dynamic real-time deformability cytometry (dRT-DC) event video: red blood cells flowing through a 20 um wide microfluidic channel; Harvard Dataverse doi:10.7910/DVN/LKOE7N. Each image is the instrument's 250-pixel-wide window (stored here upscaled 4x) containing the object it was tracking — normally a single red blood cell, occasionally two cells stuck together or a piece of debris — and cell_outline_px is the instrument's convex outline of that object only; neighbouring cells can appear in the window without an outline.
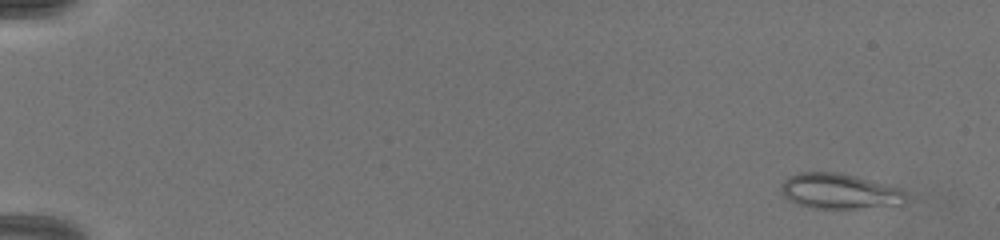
{"species": "common noctule bat (a hibernating species)", "species_latin": "Nyctalus noctula", "temperature_condition": "warm", "stored_images_in_passage": 40, "camera_frame_rate_fps": 3000, "um_per_image_px": 0.085, "animal": {"sex": "female", "body_mass_g": 19.5, "forearm_length_mm": 54.1}, "frame": {"image": 1, "passage_image": 2, "time_ms": 0.333, "image_size_px": [1000, 240], "cell_outline_px": [[904, 192], [896, 204], [852, 208], [812, 208], [788, 200], [780, 192], [780, 184], [784, 180], [800, 172], [836, 172], [856, 176], [900, 188]], "centroid_in_image_um": [71.21, 16.23], "position_along_channel_um": 13.8, "area_um2": 24.91}}
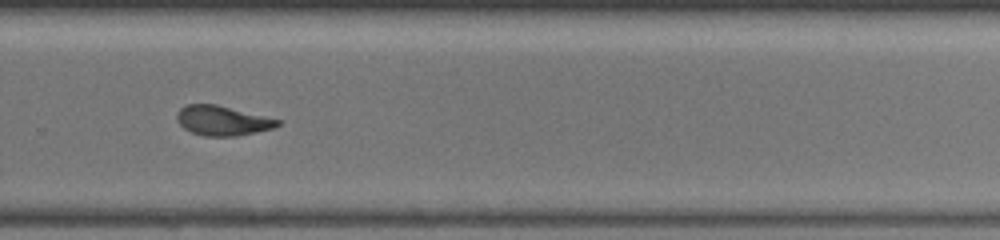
{"frame": {"image": 2, "passage_image": 27, "time_ms": 11.667, "image_size_px": [1000, 240], "cell_outline_px": [[280, 124], [272, 128], [236, 136], [204, 136], [192, 132], [184, 128], [176, 120], [176, 112], [180, 108], [188, 104], [216, 104], [280, 120]], "centroid_in_image_um": [18.85, 10.25], "position_along_channel_um": 311.0, "area_um2": 17.22}}
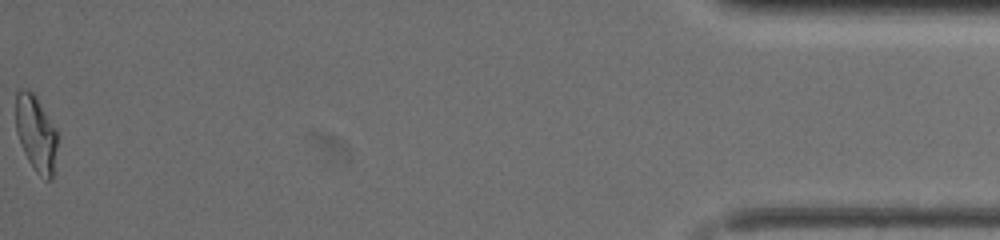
{"frame": {"image": 3, "passage_image": 40, "time_ms": 16.667, "image_size_px": [1000, 240], "cell_outline_px": [[56, 148], [52, 180], [44, 180], [36, 172], [28, 160], [24, 152], [16, 132], [16, 92], [20, 88], [28, 88], [36, 96], [56, 128]], "centroid_in_image_um": [3.04, 11.32], "position_along_channel_um": 432.2, "area_um2": 18.44}, "authors_computed_cell_mechanics": {"area_um2": 18.5249, "velocity_mm_per_s": 4.1468, "shape_relaxation_time_tau1_ms": null, "shape_relaxation_time_tau2_ms": 2.0186, "deformation_change_tau1": null, "deformation_change_tau2": 0.0725}}